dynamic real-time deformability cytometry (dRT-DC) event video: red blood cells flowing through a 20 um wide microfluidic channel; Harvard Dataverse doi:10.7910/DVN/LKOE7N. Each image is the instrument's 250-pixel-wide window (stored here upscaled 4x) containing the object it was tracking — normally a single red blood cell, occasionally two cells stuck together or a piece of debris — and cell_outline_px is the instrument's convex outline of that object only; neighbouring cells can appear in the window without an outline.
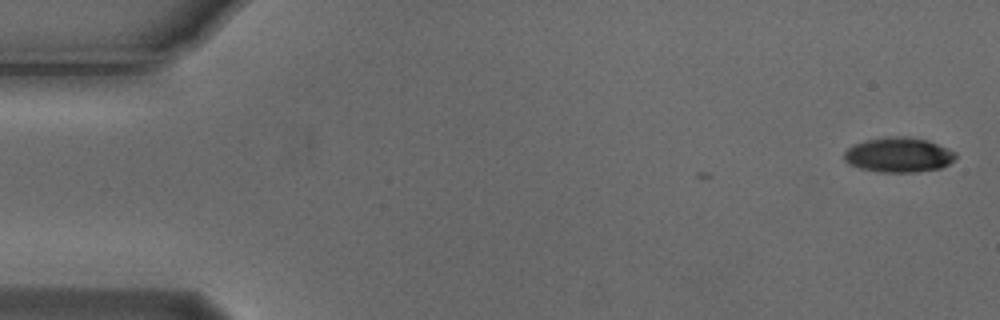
{"species": "Egyptian fruit bat (a non-hibernating species)", "species_latin": "Rousettus aegyptiacus", "temperature_condition": "cold", "stored_images_in_passage": 4, "camera_frame_rate_fps": 3000, "um_per_image_px": 0.085, "animal": {"sex": "male"}, "frame": {"image": 1, "passage_image": 1, "time_ms": 0.0, "image_size_px": [1000, 320], "cell_outline_px": [[956, 156], [948, 164], [940, 168], [916, 172], [880, 172], [860, 168], [848, 164], [844, 160], [844, 152], [852, 144], [864, 140], [888, 136], [908, 136], [928, 140], [948, 148], [956, 152]], "centroid_in_image_um": [76.35, 13.15], "position_along_channel_um": 8.6, "area_um2": 22.83}}